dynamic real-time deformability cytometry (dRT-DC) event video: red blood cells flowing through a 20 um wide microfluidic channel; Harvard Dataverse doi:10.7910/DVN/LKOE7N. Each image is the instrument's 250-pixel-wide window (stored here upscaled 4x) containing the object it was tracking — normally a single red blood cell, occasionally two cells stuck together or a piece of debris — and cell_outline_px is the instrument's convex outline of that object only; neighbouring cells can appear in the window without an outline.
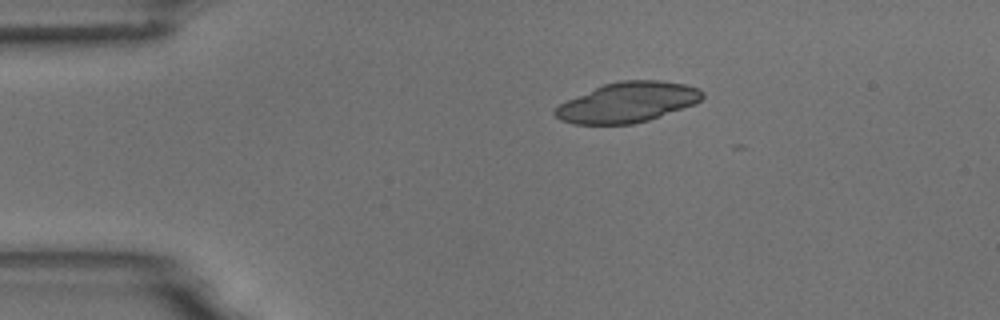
{"species": "common noctule bat (a hibernating species)", "species_latin": "Nyctalus noctula", "temperature_condition": "room temperature", "stored_images_in_passage": 3, "camera_frame_rate_fps": 3000, "um_per_image_px": 0.085, "animal": {"sex": "male", "body_mass_g": 18.8}, "frame": {"image": 1, "passage_image": 1, "time_ms": 0.0, "image_size_px": [1000, 320], "cell_outline_px": [[704, 96], [696, 104], [648, 120], [632, 124], [572, 124], [560, 120], [552, 112], [560, 104], [568, 100], [604, 84], [620, 80], [660, 80], [684, 84], [700, 88], [704, 92]], "centroid_in_image_um": [53.38, 8.7], "position_along_channel_um": 31.6, "area_um2": 34.33}}